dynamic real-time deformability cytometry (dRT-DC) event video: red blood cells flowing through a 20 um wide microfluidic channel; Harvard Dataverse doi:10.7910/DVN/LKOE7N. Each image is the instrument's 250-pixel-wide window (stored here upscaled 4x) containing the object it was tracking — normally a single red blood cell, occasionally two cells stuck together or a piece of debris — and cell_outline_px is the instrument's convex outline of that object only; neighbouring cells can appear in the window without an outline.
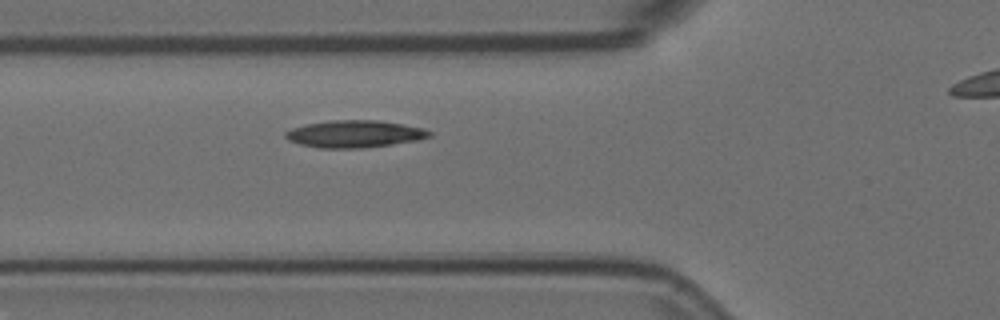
{"species": "Egyptian fruit bat (a non-hibernating species)", "species_latin": "Rousettus aegyptiacus", "temperature_condition": "room temperature", "stored_images_in_passage": 5, "segment_of_instrument_passage": [1, 2], "camera_frame_rate_fps": 3000, "um_per_image_px": 0.085, "animal": {"sex": "female"}, "frame": {"image": 1, "passage_image": 4, "time_ms": 1.0, "image_size_px": [1000, 320], "cell_outline_px": [[432, 136], [416, 140], [392, 144], [364, 148], [320, 148], [300, 144], [288, 140], [284, 136], [284, 132], [292, 128], [308, 124], [328, 120], [380, 120], [404, 124], [424, 128], [432, 132]], "centroid_in_image_um": [30.15, 11.38], "position_along_channel_um": 95.7, "area_um2": 22.89}}